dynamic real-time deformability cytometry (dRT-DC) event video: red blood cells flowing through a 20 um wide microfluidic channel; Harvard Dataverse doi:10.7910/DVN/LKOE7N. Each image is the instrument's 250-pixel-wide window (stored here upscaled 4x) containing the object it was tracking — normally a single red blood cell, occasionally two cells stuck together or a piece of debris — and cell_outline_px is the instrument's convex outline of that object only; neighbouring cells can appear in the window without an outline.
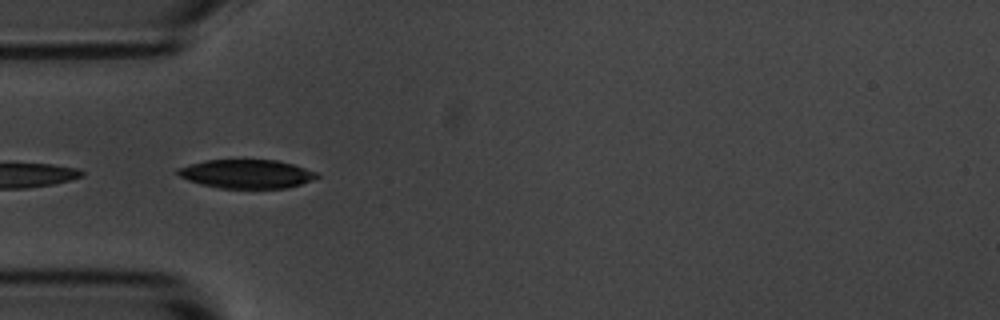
{"species": "common noctule bat (a hibernating species)", "species_latin": "Nyctalus noctula", "temperature_condition": "room temperature", "stored_images_in_passage": 10, "camera_frame_rate_fps": 3000, "um_per_image_px": 0.085, "animal": {"sex": "male", "body_mass_g": 20.1, "forearm_length_mm": 53.5}, "frame": {"image": 1, "passage_image": 4, "time_ms": 3.667, "image_size_px": [1000, 320], "cell_outline_px": [[320, 176], [300, 184], [288, 188], [220, 188], [200, 184], [188, 180], [172, 172], [176, 168], [204, 160], [276, 160], [292, 164], [316, 172]], "centroid_in_image_um": [20.89, 14.78], "position_along_channel_um": 64.1, "area_um2": 23.29}}
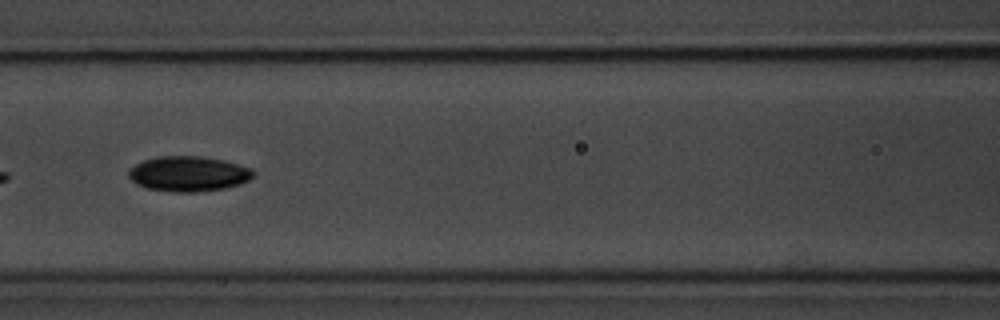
{"frame": {"image": 2, "passage_image": 6, "time_ms": 6.0, "image_size_px": [1000, 320], "cell_outline_px": [[256, 172], [248, 180], [240, 184], [224, 188], [196, 192], [172, 192], [148, 188], [136, 184], [128, 176], [128, 168], [144, 160], [156, 156], [200, 156], [224, 160], [252, 168]], "centroid_in_image_um": [16.01, 14.77], "position_along_channel_um": 150.6, "area_um2": 25.66}}
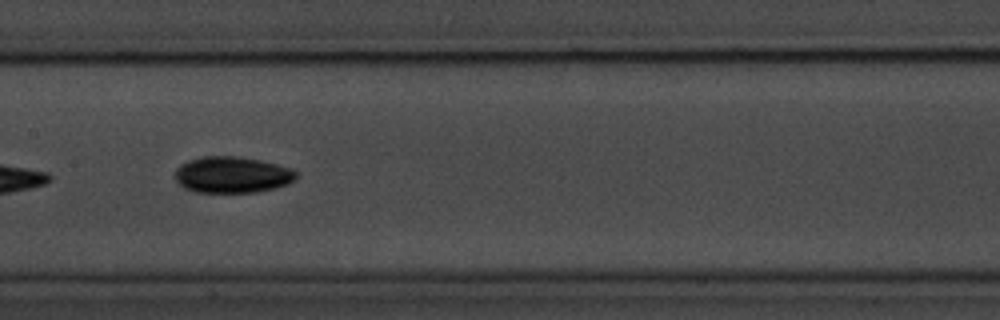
{"frame": {"image": 3, "passage_image": 7, "time_ms": 7.0, "image_size_px": [1000, 320], "cell_outline_px": [[296, 180], [288, 184], [276, 188], [256, 192], [196, 192], [184, 188], [172, 176], [176, 168], [180, 164], [188, 160], [204, 156], [236, 156], [260, 160], [292, 168], [296, 172]], "centroid_in_image_um": [19.71, 14.85], "position_along_channel_um": 187.7, "area_um2": 25.89}}